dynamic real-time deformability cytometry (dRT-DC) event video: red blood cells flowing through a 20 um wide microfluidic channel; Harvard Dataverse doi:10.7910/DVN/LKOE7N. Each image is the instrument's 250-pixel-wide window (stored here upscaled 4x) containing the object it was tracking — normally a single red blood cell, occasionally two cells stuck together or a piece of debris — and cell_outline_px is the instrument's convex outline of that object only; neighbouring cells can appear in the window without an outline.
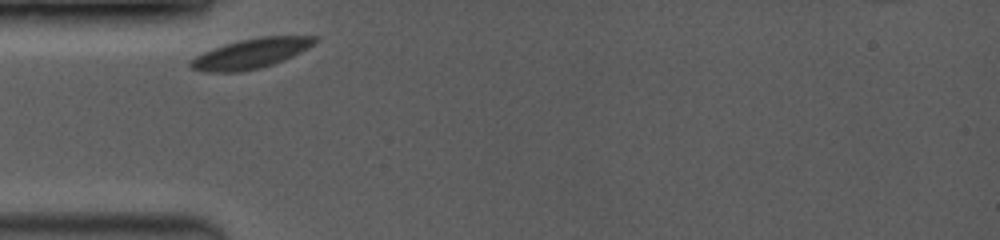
{"species": "common noctule bat (a hibernating species)", "species_latin": "Nyctalus noctula", "temperature_condition": "room temperature", "stored_images_in_passage": 19, "camera_frame_rate_fps": 3500, "um_per_image_px": 0.085, "animal": {"sex": "female", "body_mass_g": 19.0, "forearm_length_mm": 53.3}, "frame": {"image": 1, "passage_image": 1, "time_ms": 0.0, "image_size_px": [1000, 240], "cell_outline_px": [[320, 40], [300, 52], [284, 60], [260, 68], [240, 72], [200, 72], [192, 68], [188, 64], [188, 60], [204, 52], [240, 40], [260, 36], [320, 36]], "centroid_in_image_um": [21.34, 4.55], "position_along_channel_um": 63.7, "area_um2": 21.56}}
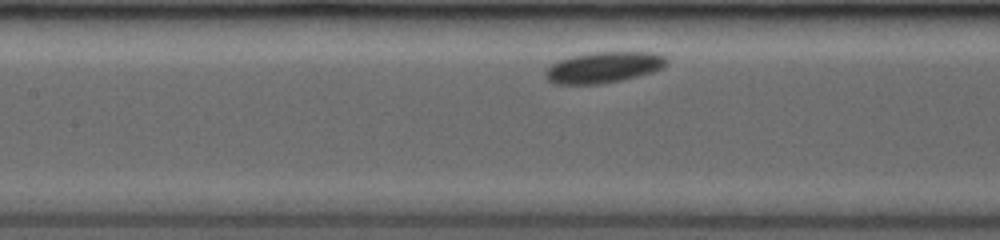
{"frame": {"image": 2, "passage_image": 12, "time_ms": 2.571, "image_size_px": [1000, 240], "cell_outline_px": [[668, 64], [652, 72], [620, 80], [600, 84], [552, 84], [544, 76], [544, 72], [552, 64], [560, 60], [572, 56], [592, 52], [652, 52], [664, 56], [668, 60]], "centroid_in_image_um": [51.28, 5.72], "position_along_channel_um": 156.1, "area_um2": 21.79}}
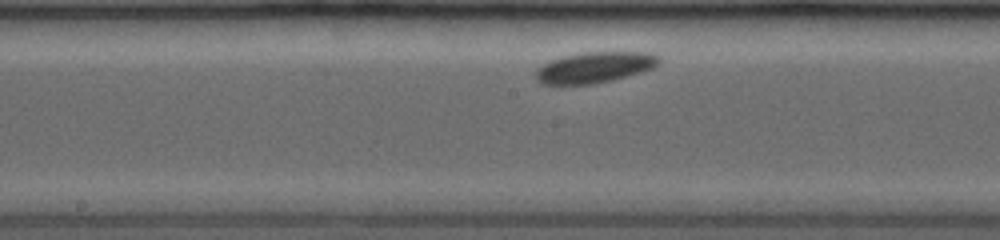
{"frame": {"image": 3, "passage_image": 17, "time_ms": 3.714, "image_size_px": [1000, 240], "cell_outline_px": [[660, 60], [652, 68], [640, 72], [612, 80], [592, 84], [544, 84], [536, 80], [536, 72], [544, 64], [552, 60], [564, 56], [580, 52], [652, 52], [660, 56]], "centroid_in_image_um": [50.57, 5.71], "position_along_channel_um": 197.6, "area_um2": 21.91}}